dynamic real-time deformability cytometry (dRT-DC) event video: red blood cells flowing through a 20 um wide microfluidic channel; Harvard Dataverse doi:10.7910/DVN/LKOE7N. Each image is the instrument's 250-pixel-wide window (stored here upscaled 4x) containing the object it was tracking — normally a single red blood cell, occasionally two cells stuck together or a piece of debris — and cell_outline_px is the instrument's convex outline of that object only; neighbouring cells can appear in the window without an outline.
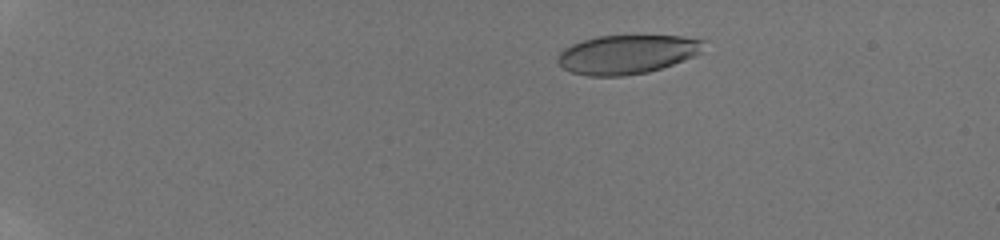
{"species": "human", "species_latin": "Homo sapiens", "temperature_condition": "room temperature", "stored_images_in_passage": 9, "camera_frame_rate_fps": 3000, "um_per_image_px": 0.085, "donor": {"sex": "male"}, "frame": {"image": 1, "passage_image": 4, "time_ms": 3.667, "image_size_px": [1000, 240], "cell_outline_px": [[704, 40], [700, 52], [692, 56], [672, 64], [648, 72], [624, 76], [588, 76], [572, 72], [564, 68], [556, 60], [560, 52], [564, 48], [572, 44], [596, 36], [680, 36]], "centroid_in_image_um": [53.25, 4.62], "position_along_channel_um": 31.8, "area_um2": 32.71}}
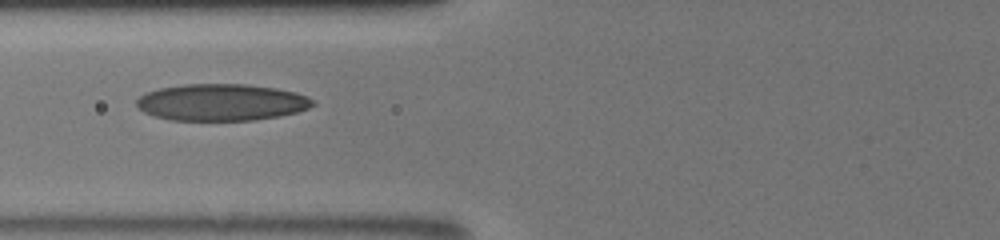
{"frame": {"image": 2, "passage_image": 8, "time_ms": 8.333, "image_size_px": [1000, 240], "cell_outline_px": [[316, 104], [308, 108], [296, 112], [280, 116], [256, 120], [172, 120], [152, 116], [144, 112], [136, 104], [136, 100], [140, 96], [148, 92], [160, 88], [184, 84], [248, 84], [276, 88], [296, 92], [308, 96], [316, 100]], "centroid_in_image_um": [18.87, 8.69], "position_along_channel_um": 106.9, "area_um2": 37.97}}
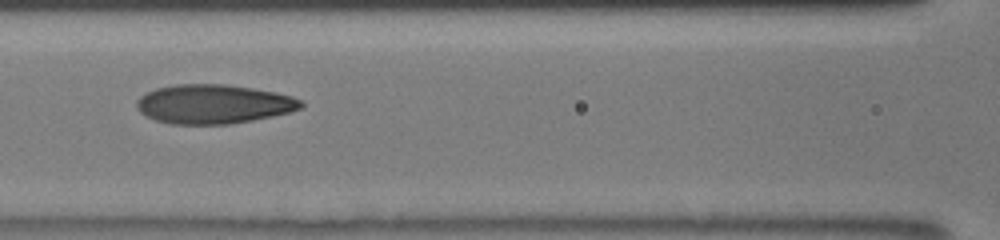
{"frame": {"image": 3, "passage_image": 9, "time_ms": 9.333, "image_size_px": [1000, 240], "cell_outline_px": [[304, 104], [300, 108], [288, 112], [272, 116], [252, 120], [228, 124], [168, 124], [144, 116], [140, 112], [136, 104], [136, 100], [140, 96], [156, 88], [176, 84], [228, 84], [276, 92], [292, 96], [300, 100]], "centroid_in_image_um": [18.12, 8.84], "position_along_channel_um": 148.5, "area_um2": 37.51}}